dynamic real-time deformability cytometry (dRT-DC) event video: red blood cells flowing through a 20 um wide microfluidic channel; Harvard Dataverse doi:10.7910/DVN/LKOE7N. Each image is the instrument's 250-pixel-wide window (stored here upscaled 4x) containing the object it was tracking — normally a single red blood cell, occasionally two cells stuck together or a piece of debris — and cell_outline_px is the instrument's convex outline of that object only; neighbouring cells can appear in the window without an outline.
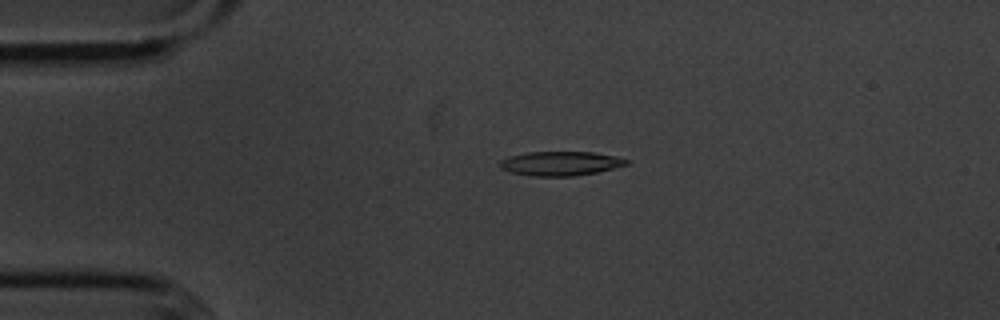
{"species": "common noctule bat (a hibernating species)", "species_latin": "Nyctalus noctula", "temperature_condition": "cold", "stored_images_in_passage": 2, "camera_frame_rate_fps": 3000, "um_per_image_px": 0.085, "animal": {"sex": "male", "body_mass_g": 20.1, "forearm_length_mm": 53.5}, "frame": {"image": 1, "passage_image": 1, "time_ms": 0.0, "image_size_px": [1000, 320], "cell_outline_px": [[632, 160], [628, 164], [596, 172], [572, 176], [528, 176], [512, 172], [500, 168], [500, 160], [508, 156], [524, 152], [592, 152], [616, 156]], "centroid_in_image_um": [47.62, 13.89], "position_along_channel_um": 37.4, "area_um2": 17.92}}